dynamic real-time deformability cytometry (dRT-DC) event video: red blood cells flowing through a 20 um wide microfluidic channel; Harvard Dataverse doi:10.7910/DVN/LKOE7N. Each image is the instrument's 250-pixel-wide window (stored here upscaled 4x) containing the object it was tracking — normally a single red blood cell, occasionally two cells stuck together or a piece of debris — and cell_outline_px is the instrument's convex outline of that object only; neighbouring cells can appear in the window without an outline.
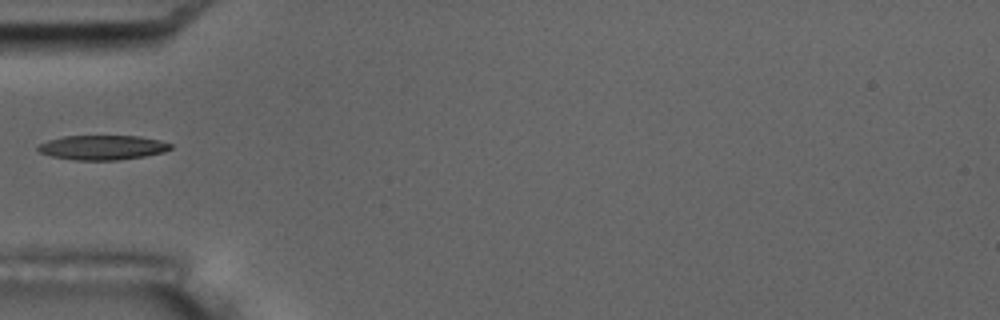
{"species": "common noctule bat (a hibernating species)", "species_latin": "Nyctalus noctula", "temperature_condition": "room temperature", "stored_images_in_passage": 6, "camera_frame_rate_fps": 3000, "um_per_image_px": 0.085, "animal": {"sex": "male", "body_mass_g": 17.5, "forearm_length_mm": 52.3}, "frame": {"image": 1, "passage_image": 6, "time_ms": 6.0, "image_size_px": [1000, 320], "cell_outline_px": [[172, 148], [164, 152], [144, 156], [116, 160], [76, 160], [52, 156], [40, 152], [36, 148], [40, 144], [48, 140], [64, 136], [140, 136], [160, 140], [172, 144]], "centroid_in_image_um": [8.73, 12.53], "position_along_channel_um": 76.3, "area_um2": 18.9}}